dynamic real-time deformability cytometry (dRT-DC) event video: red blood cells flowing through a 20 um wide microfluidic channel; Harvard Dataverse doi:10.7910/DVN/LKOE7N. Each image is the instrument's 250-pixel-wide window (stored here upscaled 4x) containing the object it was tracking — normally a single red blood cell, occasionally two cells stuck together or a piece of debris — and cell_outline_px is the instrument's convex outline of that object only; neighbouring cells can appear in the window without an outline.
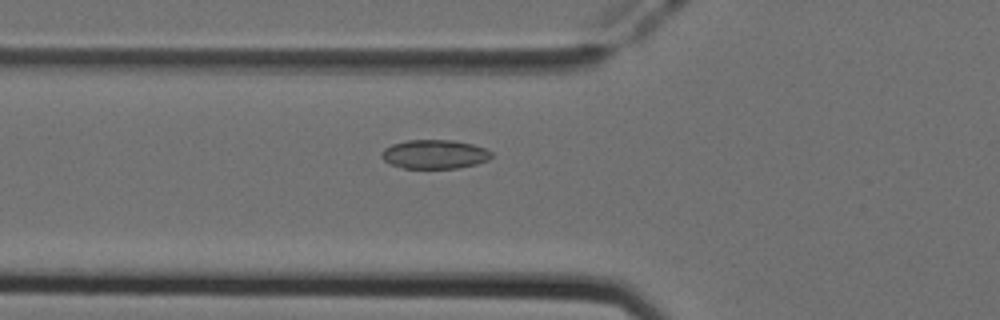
{"species": "Egyptian fruit bat (a non-hibernating species)", "species_latin": "Rousettus aegyptiacus", "temperature_condition": "cold", "stored_images_in_passage": 52, "camera_frame_rate_fps": 3000, "um_per_image_px": 0.085, "animal": {"sex": "female"}, "frame": {"image": 1, "passage_image": 19, "time_ms": 6.0, "image_size_px": [1000, 320], "cell_outline_px": [[492, 156], [488, 160], [476, 164], [456, 168], [404, 168], [388, 164], [380, 156], [380, 152], [384, 148], [392, 144], [408, 140], [452, 140], [472, 144], [484, 148], [492, 152]], "centroid_in_image_um": [36.9, 13.11], "position_along_channel_um": 88.9, "area_um2": 18.61}}
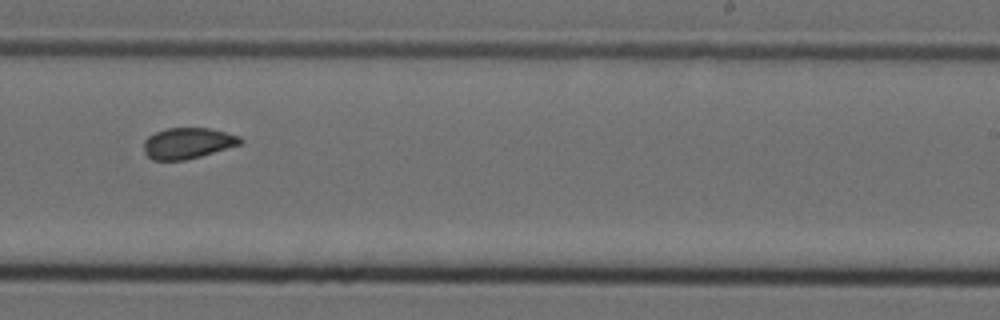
{"frame": {"image": 2, "passage_image": 33, "time_ms": 10.667, "image_size_px": [1000, 320], "cell_outline_px": [[244, 140], [240, 144], [200, 156], [184, 160], [152, 160], [144, 152], [144, 140], [148, 136], [156, 132], [168, 128], [208, 128], [240, 136]], "centroid_in_image_um": [15.93, 12.17], "position_along_channel_um": 273.1, "area_um2": 17.22}}
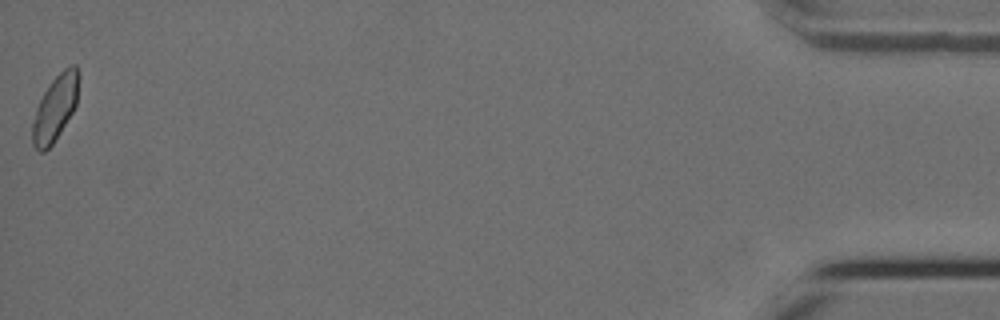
{"frame": {"image": 3, "passage_image": 52, "time_ms": 17.0, "image_size_px": [1000, 320], "cell_outline_px": [[76, 104], [72, 112], [60, 132], [52, 144], [44, 152], [40, 152], [32, 144], [32, 124], [36, 108], [44, 92], [52, 80], [64, 68], [72, 64], [76, 64]], "centroid_in_image_um": [4.64, 9.23], "position_along_channel_um": 430.6, "area_um2": 16.99}, "authors_computed_cell_mechanics": {"area_um2": 17.9469, "velocity_mm_per_s": 3.9484, "shape_relaxation_time_tau1_ms": 8.5578, "shape_relaxation_time_tau2_ms": 2.701, "deformation_change_tau1": 0.1278, "deformation_change_tau2": 0.0657}}